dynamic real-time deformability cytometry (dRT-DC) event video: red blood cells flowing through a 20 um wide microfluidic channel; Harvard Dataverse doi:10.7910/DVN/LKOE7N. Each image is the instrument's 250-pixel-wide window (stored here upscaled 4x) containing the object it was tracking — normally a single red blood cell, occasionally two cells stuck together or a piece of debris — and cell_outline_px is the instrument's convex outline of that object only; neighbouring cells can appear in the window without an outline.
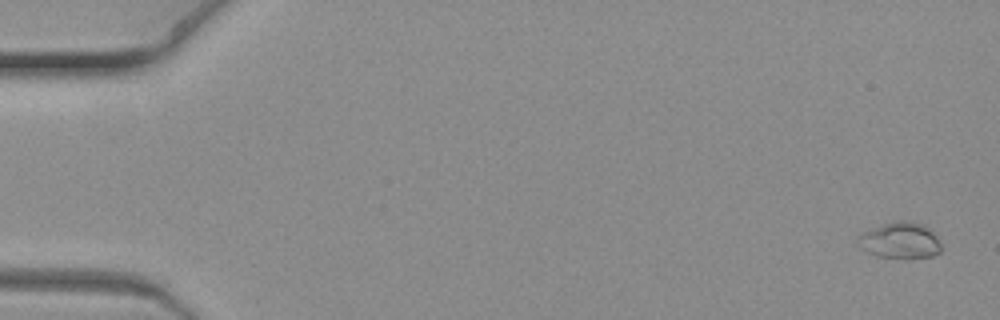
{"species": "common noctule bat (a hibernating species)", "species_latin": "Nyctalus noctula", "temperature_condition": "warm", "stored_images_in_passage": 8, "camera_frame_rate_fps": 3000, "um_per_image_px": 0.085, "animal": {"sex": "female", "body_mass_g": 19.3, "forearm_length_mm": 54.1}, "frame": {"image": 1, "passage_image": 1, "time_ms": 0.0, "image_size_px": [1000, 320], "cell_outline_px": [[940, 252], [932, 256], [876, 256], [860, 248], [856, 240], [856, 236], [860, 232], [884, 224], [900, 220], [904, 220], [920, 224], [928, 228], [936, 236], [940, 244]], "centroid_in_image_um": [76.44, 20.41], "position_along_channel_um": 8.6, "area_um2": 17.05}}
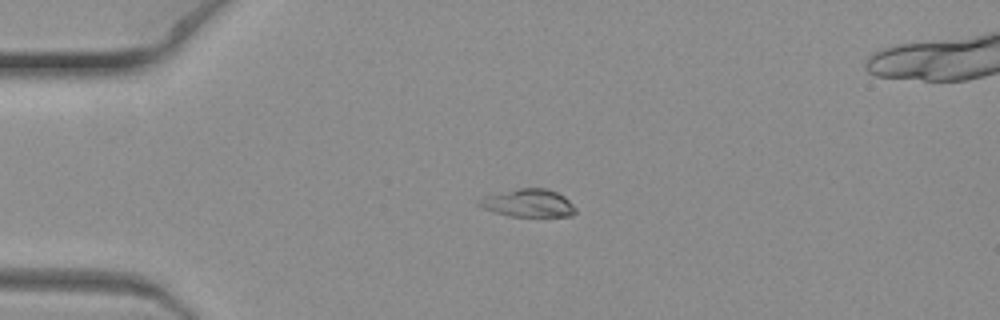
{"frame": {"image": 2, "passage_image": 6, "time_ms": 1.667, "image_size_px": [1000, 320], "cell_outline_px": [[576, 212], [572, 216], [508, 216], [484, 208], [476, 204], [476, 200], [484, 196], [520, 188], [548, 188], [564, 196], [576, 208]], "centroid_in_image_um": [44.91, 17.26], "position_along_channel_um": 40.1, "area_um2": 15.61}}